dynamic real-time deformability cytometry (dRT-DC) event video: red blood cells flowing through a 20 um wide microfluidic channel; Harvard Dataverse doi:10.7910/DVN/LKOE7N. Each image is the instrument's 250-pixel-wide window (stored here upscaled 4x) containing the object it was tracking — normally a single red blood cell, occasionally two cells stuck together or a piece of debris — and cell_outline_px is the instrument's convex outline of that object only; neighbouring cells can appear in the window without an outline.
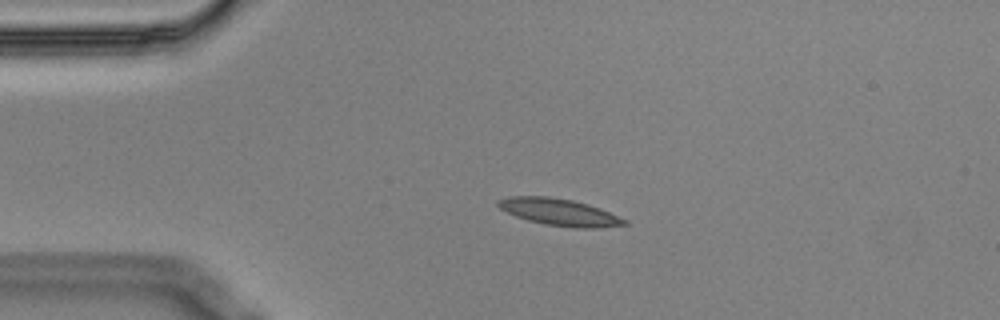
{"species": "Egyptian fruit bat (a non-hibernating species)", "species_latin": "Rousettus aegyptiacus", "temperature_condition": "cold", "stored_images_in_passage": 45, "camera_frame_rate_fps": 3000, "um_per_image_px": 0.085, "animal": {"sex": "male"}, "frame": {"image": 1, "passage_image": 1, "time_ms": 0.0, "image_size_px": [1000, 320], "cell_outline_px": [[628, 224], [596, 228], [572, 228], [544, 224], [528, 220], [516, 216], [500, 208], [496, 204], [496, 200], [508, 196], [548, 196], [572, 200], [588, 204], [600, 208], [628, 220]], "centroid_in_image_um": [47.54, 18.03], "position_along_channel_um": 37.5, "area_um2": 19.88}}
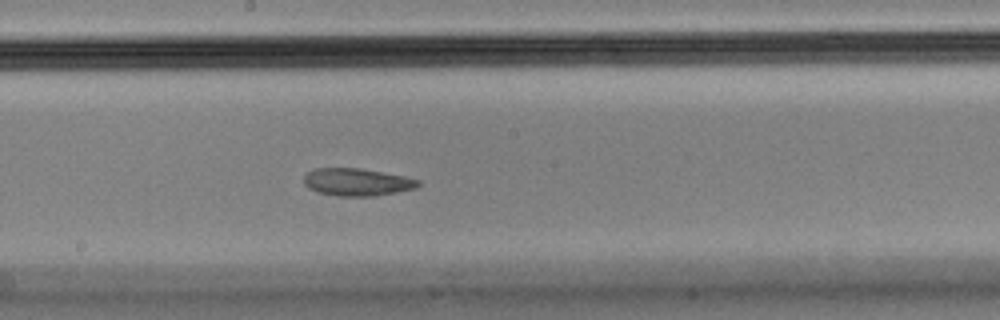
{"frame": {"image": 2, "passage_image": 19, "time_ms": 6.0, "image_size_px": [1000, 320], "cell_outline_px": [[420, 184], [416, 188], [396, 192], [372, 196], [336, 196], [316, 192], [308, 188], [304, 184], [304, 176], [308, 172], [316, 168], [360, 168], [404, 176], [420, 180]], "centroid_in_image_um": [30.32, 15.48], "position_along_channel_um": 217.9, "area_um2": 18.32}}
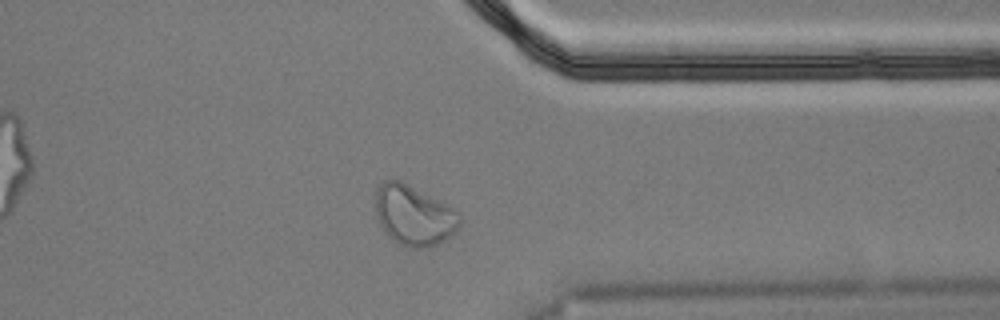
{"frame": {"image": 3, "passage_image": 33, "time_ms": 10.667, "image_size_px": [1000, 320], "cell_outline_px": [[460, 224], [456, 232], [444, 240], [436, 244], [420, 248], [412, 248], [400, 244], [388, 236], [380, 224], [376, 216], [376, 188], [384, 180], [400, 180], [448, 204], [460, 212]], "centroid_in_image_um": [35.19, 18.29], "position_along_channel_um": 376.2, "area_um2": 29.54}, "authors_computed_cell_mechanics": {"area_um2": 19.4208, "velocity_mm_per_s": 3.5024, "shape_relaxation_time_tau1_ms": null, "shape_relaxation_time_tau2_ms": 3.3363, "deformation_change_tau1": null, "deformation_change_tau2": 0.0804}}